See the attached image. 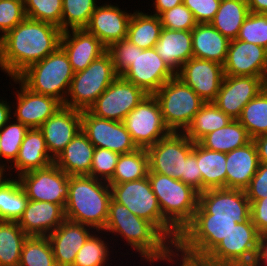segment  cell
Segmentation results:
<instances>
[{"label": "cell", "mask_w": 267, "mask_h": 266, "mask_svg": "<svg viewBox=\"0 0 267 266\" xmlns=\"http://www.w3.org/2000/svg\"><path fill=\"white\" fill-rule=\"evenodd\" d=\"M61 35L58 26L26 17L1 37L4 72L16 78L27 67L54 52L60 46Z\"/></svg>", "instance_id": "1"}, {"label": "cell", "mask_w": 267, "mask_h": 266, "mask_svg": "<svg viewBox=\"0 0 267 266\" xmlns=\"http://www.w3.org/2000/svg\"><path fill=\"white\" fill-rule=\"evenodd\" d=\"M103 231L118 233L121 238L124 237L150 263L158 260L171 262L174 261L172 257L179 256L173 249L174 244L153 223L134 215L125 205L112 198Z\"/></svg>", "instance_id": "2"}, {"label": "cell", "mask_w": 267, "mask_h": 266, "mask_svg": "<svg viewBox=\"0 0 267 266\" xmlns=\"http://www.w3.org/2000/svg\"><path fill=\"white\" fill-rule=\"evenodd\" d=\"M104 185H103V184ZM111 200L110 185L88 175L69 176L68 199L64 207L67 220L103 231Z\"/></svg>", "instance_id": "3"}, {"label": "cell", "mask_w": 267, "mask_h": 266, "mask_svg": "<svg viewBox=\"0 0 267 266\" xmlns=\"http://www.w3.org/2000/svg\"><path fill=\"white\" fill-rule=\"evenodd\" d=\"M147 177L158 199L163 218L180 234L194 217L199 193L182 181L167 175L148 172Z\"/></svg>", "instance_id": "4"}, {"label": "cell", "mask_w": 267, "mask_h": 266, "mask_svg": "<svg viewBox=\"0 0 267 266\" xmlns=\"http://www.w3.org/2000/svg\"><path fill=\"white\" fill-rule=\"evenodd\" d=\"M73 76L68 55L59 46L43 60L27 67L16 78L30 91L55 97L63 104Z\"/></svg>", "instance_id": "5"}, {"label": "cell", "mask_w": 267, "mask_h": 266, "mask_svg": "<svg viewBox=\"0 0 267 266\" xmlns=\"http://www.w3.org/2000/svg\"><path fill=\"white\" fill-rule=\"evenodd\" d=\"M109 185L114 201L125 205L134 215L153 223L174 245L176 244L179 233L163 218L148 177Z\"/></svg>", "instance_id": "6"}, {"label": "cell", "mask_w": 267, "mask_h": 266, "mask_svg": "<svg viewBox=\"0 0 267 266\" xmlns=\"http://www.w3.org/2000/svg\"><path fill=\"white\" fill-rule=\"evenodd\" d=\"M237 224V219L212 218V214H194L174 245L181 255L203 260Z\"/></svg>", "instance_id": "7"}, {"label": "cell", "mask_w": 267, "mask_h": 266, "mask_svg": "<svg viewBox=\"0 0 267 266\" xmlns=\"http://www.w3.org/2000/svg\"><path fill=\"white\" fill-rule=\"evenodd\" d=\"M171 132H184L205 102L176 75L154 94ZM182 129V130H180Z\"/></svg>", "instance_id": "8"}, {"label": "cell", "mask_w": 267, "mask_h": 266, "mask_svg": "<svg viewBox=\"0 0 267 266\" xmlns=\"http://www.w3.org/2000/svg\"><path fill=\"white\" fill-rule=\"evenodd\" d=\"M118 77L110 55L106 52L83 71L74 73L68 97L62 104L76 110H88Z\"/></svg>", "instance_id": "9"}, {"label": "cell", "mask_w": 267, "mask_h": 266, "mask_svg": "<svg viewBox=\"0 0 267 266\" xmlns=\"http://www.w3.org/2000/svg\"><path fill=\"white\" fill-rule=\"evenodd\" d=\"M259 237L250 217L237 223L203 261L213 266H253Z\"/></svg>", "instance_id": "10"}, {"label": "cell", "mask_w": 267, "mask_h": 266, "mask_svg": "<svg viewBox=\"0 0 267 266\" xmlns=\"http://www.w3.org/2000/svg\"><path fill=\"white\" fill-rule=\"evenodd\" d=\"M122 122L137 148L147 149L171 133L154 95H147Z\"/></svg>", "instance_id": "11"}, {"label": "cell", "mask_w": 267, "mask_h": 266, "mask_svg": "<svg viewBox=\"0 0 267 266\" xmlns=\"http://www.w3.org/2000/svg\"><path fill=\"white\" fill-rule=\"evenodd\" d=\"M194 142L183 132H171L148 147L149 172L159 173L181 181L185 161L193 151Z\"/></svg>", "instance_id": "12"}, {"label": "cell", "mask_w": 267, "mask_h": 266, "mask_svg": "<svg viewBox=\"0 0 267 266\" xmlns=\"http://www.w3.org/2000/svg\"><path fill=\"white\" fill-rule=\"evenodd\" d=\"M18 180L28 200L66 205L69 191V175L55 163L50 166L24 173Z\"/></svg>", "instance_id": "13"}, {"label": "cell", "mask_w": 267, "mask_h": 266, "mask_svg": "<svg viewBox=\"0 0 267 266\" xmlns=\"http://www.w3.org/2000/svg\"><path fill=\"white\" fill-rule=\"evenodd\" d=\"M148 94L118 76L88 109L93 115L122 122Z\"/></svg>", "instance_id": "14"}, {"label": "cell", "mask_w": 267, "mask_h": 266, "mask_svg": "<svg viewBox=\"0 0 267 266\" xmlns=\"http://www.w3.org/2000/svg\"><path fill=\"white\" fill-rule=\"evenodd\" d=\"M81 130L95 148H106L119 154L138 149L123 122L97 117L89 110L81 111Z\"/></svg>", "instance_id": "15"}, {"label": "cell", "mask_w": 267, "mask_h": 266, "mask_svg": "<svg viewBox=\"0 0 267 266\" xmlns=\"http://www.w3.org/2000/svg\"><path fill=\"white\" fill-rule=\"evenodd\" d=\"M176 73L162 60L153 48L141 49L136 46V57L121 75L124 79L154 95L160 87Z\"/></svg>", "instance_id": "16"}, {"label": "cell", "mask_w": 267, "mask_h": 266, "mask_svg": "<svg viewBox=\"0 0 267 266\" xmlns=\"http://www.w3.org/2000/svg\"><path fill=\"white\" fill-rule=\"evenodd\" d=\"M195 214H212V218L237 219V223H242L250 218V201L242 189H207L199 193Z\"/></svg>", "instance_id": "17"}, {"label": "cell", "mask_w": 267, "mask_h": 266, "mask_svg": "<svg viewBox=\"0 0 267 266\" xmlns=\"http://www.w3.org/2000/svg\"><path fill=\"white\" fill-rule=\"evenodd\" d=\"M266 86L261 77L225 75L213 103L232 119H238L245 105Z\"/></svg>", "instance_id": "18"}, {"label": "cell", "mask_w": 267, "mask_h": 266, "mask_svg": "<svg viewBox=\"0 0 267 266\" xmlns=\"http://www.w3.org/2000/svg\"><path fill=\"white\" fill-rule=\"evenodd\" d=\"M176 76L208 103L215 100L225 74L223 65L193 57L182 65Z\"/></svg>", "instance_id": "19"}, {"label": "cell", "mask_w": 267, "mask_h": 266, "mask_svg": "<svg viewBox=\"0 0 267 266\" xmlns=\"http://www.w3.org/2000/svg\"><path fill=\"white\" fill-rule=\"evenodd\" d=\"M227 76L261 77L267 83V49L242 40H230L223 64Z\"/></svg>", "instance_id": "20"}, {"label": "cell", "mask_w": 267, "mask_h": 266, "mask_svg": "<svg viewBox=\"0 0 267 266\" xmlns=\"http://www.w3.org/2000/svg\"><path fill=\"white\" fill-rule=\"evenodd\" d=\"M39 129L50 156L55 159L81 131V111L62 105Z\"/></svg>", "instance_id": "21"}, {"label": "cell", "mask_w": 267, "mask_h": 266, "mask_svg": "<svg viewBox=\"0 0 267 266\" xmlns=\"http://www.w3.org/2000/svg\"><path fill=\"white\" fill-rule=\"evenodd\" d=\"M62 31L60 46L68 55L74 73L85 70L107 52V47L85 28Z\"/></svg>", "instance_id": "22"}, {"label": "cell", "mask_w": 267, "mask_h": 266, "mask_svg": "<svg viewBox=\"0 0 267 266\" xmlns=\"http://www.w3.org/2000/svg\"><path fill=\"white\" fill-rule=\"evenodd\" d=\"M14 82L19 83L20 92L17 90V109L14 117L29 129L40 126L62 106L55 97L38 94L26 88L17 78Z\"/></svg>", "instance_id": "23"}, {"label": "cell", "mask_w": 267, "mask_h": 266, "mask_svg": "<svg viewBox=\"0 0 267 266\" xmlns=\"http://www.w3.org/2000/svg\"><path fill=\"white\" fill-rule=\"evenodd\" d=\"M131 16L111 3L104 4L95 8L85 29L108 47L127 37Z\"/></svg>", "instance_id": "24"}, {"label": "cell", "mask_w": 267, "mask_h": 266, "mask_svg": "<svg viewBox=\"0 0 267 266\" xmlns=\"http://www.w3.org/2000/svg\"><path fill=\"white\" fill-rule=\"evenodd\" d=\"M65 220V210L61 205L28 200L17 223L28 236H48Z\"/></svg>", "instance_id": "25"}, {"label": "cell", "mask_w": 267, "mask_h": 266, "mask_svg": "<svg viewBox=\"0 0 267 266\" xmlns=\"http://www.w3.org/2000/svg\"><path fill=\"white\" fill-rule=\"evenodd\" d=\"M88 227L87 225L66 219L47 236L57 266L73 265L77 252L91 235L88 232L91 228Z\"/></svg>", "instance_id": "26"}, {"label": "cell", "mask_w": 267, "mask_h": 266, "mask_svg": "<svg viewBox=\"0 0 267 266\" xmlns=\"http://www.w3.org/2000/svg\"><path fill=\"white\" fill-rule=\"evenodd\" d=\"M259 164L253 140L226 153V188L244 190L256 174Z\"/></svg>", "instance_id": "27"}, {"label": "cell", "mask_w": 267, "mask_h": 266, "mask_svg": "<svg viewBox=\"0 0 267 266\" xmlns=\"http://www.w3.org/2000/svg\"><path fill=\"white\" fill-rule=\"evenodd\" d=\"M154 49L162 60L177 73L185 62L194 57L191 31L162 28Z\"/></svg>", "instance_id": "28"}, {"label": "cell", "mask_w": 267, "mask_h": 266, "mask_svg": "<svg viewBox=\"0 0 267 266\" xmlns=\"http://www.w3.org/2000/svg\"><path fill=\"white\" fill-rule=\"evenodd\" d=\"M194 58L209 60L223 65L227 58L230 40L210 23H198L192 30Z\"/></svg>", "instance_id": "29"}, {"label": "cell", "mask_w": 267, "mask_h": 266, "mask_svg": "<svg viewBox=\"0 0 267 266\" xmlns=\"http://www.w3.org/2000/svg\"><path fill=\"white\" fill-rule=\"evenodd\" d=\"M13 163L18 177L33 170L46 168L54 163V159L46 147L43 133L39 128H32L27 131Z\"/></svg>", "instance_id": "30"}, {"label": "cell", "mask_w": 267, "mask_h": 266, "mask_svg": "<svg viewBox=\"0 0 267 266\" xmlns=\"http://www.w3.org/2000/svg\"><path fill=\"white\" fill-rule=\"evenodd\" d=\"M95 147L82 130L54 159V163L69 176L89 175Z\"/></svg>", "instance_id": "31"}, {"label": "cell", "mask_w": 267, "mask_h": 266, "mask_svg": "<svg viewBox=\"0 0 267 266\" xmlns=\"http://www.w3.org/2000/svg\"><path fill=\"white\" fill-rule=\"evenodd\" d=\"M196 158L202 175V192L226 188V153L209 150L197 142Z\"/></svg>", "instance_id": "32"}, {"label": "cell", "mask_w": 267, "mask_h": 266, "mask_svg": "<svg viewBox=\"0 0 267 266\" xmlns=\"http://www.w3.org/2000/svg\"><path fill=\"white\" fill-rule=\"evenodd\" d=\"M250 13L246 0H221L210 24L229 40L236 39Z\"/></svg>", "instance_id": "33"}, {"label": "cell", "mask_w": 267, "mask_h": 266, "mask_svg": "<svg viewBox=\"0 0 267 266\" xmlns=\"http://www.w3.org/2000/svg\"><path fill=\"white\" fill-rule=\"evenodd\" d=\"M251 140L245 127L237 119H233L225 127L205 135L199 143L209 150L228 153Z\"/></svg>", "instance_id": "34"}, {"label": "cell", "mask_w": 267, "mask_h": 266, "mask_svg": "<svg viewBox=\"0 0 267 266\" xmlns=\"http://www.w3.org/2000/svg\"><path fill=\"white\" fill-rule=\"evenodd\" d=\"M161 29L159 16L136 11L131 16L126 39L141 49L153 48L158 42Z\"/></svg>", "instance_id": "35"}, {"label": "cell", "mask_w": 267, "mask_h": 266, "mask_svg": "<svg viewBox=\"0 0 267 266\" xmlns=\"http://www.w3.org/2000/svg\"><path fill=\"white\" fill-rule=\"evenodd\" d=\"M233 119L221 111L213 102L205 103L195 114L190 125L183 132L194 143L205 135L225 127Z\"/></svg>", "instance_id": "36"}, {"label": "cell", "mask_w": 267, "mask_h": 266, "mask_svg": "<svg viewBox=\"0 0 267 266\" xmlns=\"http://www.w3.org/2000/svg\"><path fill=\"white\" fill-rule=\"evenodd\" d=\"M149 158L146 149L138 148L131 153L120 154L115 172L108 184H121L148 176Z\"/></svg>", "instance_id": "37"}, {"label": "cell", "mask_w": 267, "mask_h": 266, "mask_svg": "<svg viewBox=\"0 0 267 266\" xmlns=\"http://www.w3.org/2000/svg\"><path fill=\"white\" fill-rule=\"evenodd\" d=\"M27 237L17 222L0 221V266H19Z\"/></svg>", "instance_id": "38"}, {"label": "cell", "mask_w": 267, "mask_h": 266, "mask_svg": "<svg viewBox=\"0 0 267 266\" xmlns=\"http://www.w3.org/2000/svg\"><path fill=\"white\" fill-rule=\"evenodd\" d=\"M237 120L251 139L267 134V86L245 105Z\"/></svg>", "instance_id": "39"}, {"label": "cell", "mask_w": 267, "mask_h": 266, "mask_svg": "<svg viewBox=\"0 0 267 266\" xmlns=\"http://www.w3.org/2000/svg\"><path fill=\"white\" fill-rule=\"evenodd\" d=\"M28 198L18 179L11 181L0 190V221L18 222Z\"/></svg>", "instance_id": "40"}, {"label": "cell", "mask_w": 267, "mask_h": 266, "mask_svg": "<svg viewBox=\"0 0 267 266\" xmlns=\"http://www.w3.org/2000/svg\"><path fill=\"white\" fill-rule=\"evenodd\" d=\"M19 266H57L47 236H28L20 255Z\"/></svg>", "instance_id": "41"}, {"label": "cell", "mask_w": 267, "mask_h": 266, "mask_svg": "<svg viewBox=\"0 0 267 266\" xmlns=\"http://www.w3.org/2000/svg\"><path fill=\"white\" fill-rule=\"evenodd\" d=\"M96 7V0H62L61 30L85 28Z\"/></svg>", "instance_id": "42"}, {"label": "cell", "mask_w": 267, "mask_h": 266, "mask_svg": "<svg viewBox=\"0 0 267 266\" xmlns=\"http://www.w3.org/2000/svg\"><path fill=\"white\" fill-rule=\"evenodd\" d=\"M106 245L98 235L91 234L77 252L72 266H105L109 259V248Z\"/></svg>", "instance_id": "43"}, {"label": "cell", "mask_w": 267, "mask_h": 266, "mask_svg": "<svg viewBox=\"0 0 267 266\" xmlns=\"http://www.w3.org/2000/svg\"><path fill=\"white\" fill-rule=\"evenodd\" d=\"M26 16L61 29L62 0H23Z\"/></svg>", "instance_id": "44"}, {"label": "cell", "mask_w": 267, "mask_h": 266, "mask_svg": "<svg viewBox=\"0 0 267 266\" xmlns=\"http://www.w3.org/2000/svg\"><path fill=\"white\" fill-rule=\"evenodd\" d=\"M29 128L21 122H8L0 129L1 158L14 162Z\"/></svg>", "instance_id": "45"}, {"label": "cell", "mask_w": 267, "mask_h": 266, "mask_svg": "<svg viewBox=\"0 0 267 266\" xmlns=\"http://www.w3.org/2000/svg\"><path fill=\"white\" fill-rule=\"evenodd\" d=\"M236 39L267 49V14L250 12Z\"/></svg>", "instance_id": "46"}, {"label": "cell", "mask_w": 267, "mask_h": 266, "mask_svg": "<svg viewBox=\"0 0 267 266\" xmlns=\"http://www.w3.org/2000/svg\"><path fill=\"white\" fill-rule=\"evenodd\" d=\"M119 155V153L106 148H95L88 176L108 182L115 172Z\"/></svg>", "instance_id": "47"}, {"label": "cell", "mask_w": 267, "mask_h": 266, "mask_svg": "<svg viewBox=\"0 0 267 266\" xmlns=\"http://www.w3.org/2000/svg\"><path fill=\"white\" fill-rule=\"evenodd\" d=\"M162 28L191 31L198 23L193 13L182 3L159 15Z\"/></svg>", "instance_id": "48"}, {"label": "cell", "mask_w": 267, "mask_h": 266, "mask_svg": "<svg viewBox=\"0 0 267 266\" xmlns=\"http://www.w3.org/2000/svg\"><path fill=\"white\" fill-rule=\"evenodd\" d=\"M107 53L111 57L116 74L121 76L136 57V45L125 38L109 45Z\"/></svg>", "instance_id": "49"}, {"label": "cell", "mask_w": 267, "mask_h": 266, "mask_svg": "<svg viewBox=\"0 0 267 266\" xmlns=\"http://www.w3.org/2000/svg\"><path fill=\"white\" fill-rule=\"evenodd\" d=\"M23 0H0V32L4 36L26 18Z\"/></svg>", "instance_id": "50"}, {"label": "cell", "mask_w": 267, "mask_h": 266, "mask_svg": "<svg viewBox=\"0 0 267 266\" xmlns=\"http://www.w3.org/2000/svg\"><path fill=\"white\" fill-rule=\"evenodd\" d=\"M221 0H183L197 23H210L219 9Z\"/></svg>", "instance_id": "51"}, {"label": "cell", "mask_w": 267, "mask_h": 266, "mask_svg": "<svg viewBox=\"0 0 267 266\" xmlns=\"http://www.w3.org/2000/svg\"><path fill=\"white\" fill-rule=\"evenodd\" d=\"M244 191L249 201L267 197V163L259 164L256 174Z\"/></svg>", "instance_id": "52"}, {"label": "cell", "mask_w": 267, "mask_h": 266, "mask_svg": "<svg viewBox=\"0 0 267 266\" xmlns=\"http://www.w3.org/2000/svg\"><path fill=\"white\" fill-rule=\"evenodd\" d=\"M181 181L192 187L198 193H202V175L197 164L196 143L193 145V151L186 158L184 174H182Z\"/></svg>", "instance_id": "53"}, {"label": "cell", "mask_w": 267, "mask_h": 266, "mask_svg": "<svg viewBox=\"0 0 267 266\" xmlns=\"http://www.w3.org/2000/svg\"><path fill=\"white\" fill-rule=\"evenodd\" d=\"M250 217L258 233L267 234V197L250 201Z\"/></svg>", "instance_id": "54"}, {"label": "cell", "mask_w": 267, "mask_h": 266, "mask_svg": "<svg viewBox=\"0 0 267 266\" xmlns=\"http://www.w3.org/2000/svg\"><path fill=\"white\" fill-rule=\"evenodd\" d=\"M267 266V234L260 235L257 255L254 261L253 266L263 265L262 262Z\"/></svg>", "instance_id": "55"}, {"label": "cell", "mask_w": 267, "mask_h": 266, "mask_svg": "<svg viewBox=\"0 0 267 266\" xmlns=\"http://www.w3.org/2000/svg\"><path fill=\"white\" fill-rule=\"evenodd\" d=\"M256 145L259 163H267V134L252 139Z\"/></svg>", "instance_id": "56"}, {"label": "cell", "mask_w": 267, "mask_h": 266, "mask_svg": "<svg viewBox=\"0 0 267 266\" xmlns=\"http://www.w3.org/2000/svg\"><path fill=\"white\" fill-rule=\"evenodd\" d=\"M183 3V0H155V15L159 16L162 12L172 9Z\"/></svg>", "instance_id": "57"}, {"label": "cell", "mask_w": 267, "mask_h": 266, "mask_svg": "<svg viewBox=\"0 0 267 266\" xmlns=\"http://www.w3.org/2000/svg\"><path fill=\"white\" fill-rule=\"evenodd\" d=\"M250 12L267 14V0H246Z\"/></svg>", "instance_id": "58"}, {"label": "cell", "mask_w": 267, "mask_h": 266, "mask_svg": "<svg viewBox=\"0 0 267 266\" xmlns=\"http://www.w3.org/2000/svg\"><path fill=\"white\" fill-rule=\"evenodd\" d=\"M11 106L7 101L0 100V129L11 119Z\"/></svg>", "instance_id": "59"}, {"label": "cell", "mask_w": 267, "mask_h": 266, "mask_svg": "<svg viewBox=\"0 0 267 266\" xmlns=\"http://www.w3.org/2000/svg\"><path fill=\"white\" fill-rule=\"evenodd\" d=\"M5 166H4V164L2 165V164H0V190L5 186V185H7L11 180V178H5L6 176H3V175H5L4 173V171H5V169L6 168H4Z\"/></svg>", "instance_id": "60"}, {"label": "cell", "mask_w": 267, "mask_h": 266, "mask_svg": "<svg viewBox=\"0 0 267 266\" xmlns=\"http://www.w3.org/2000/svg\"><path fill=\"white\" fill-rule=\"evenodd\" d=\"M0 67H1V70H3V66H2V48H1V37H0Z\"/></svg>", "instance_id": "61"}, {"label": "cell", "mask_w": 267, "mask_h": 266, "mask_svg": "<svg viewBox=\"0 0 267 266\" xmlns=\"http://www.w3.org/2000/svg\"><path fill=\"white\" fill-rule=\"evenodd\" d=\"M0 145H1V142H0ZM0 160H1V146H0ZM1 164V163H0Z\"/></svg>", "instance_id": "62"}]
</instances>
